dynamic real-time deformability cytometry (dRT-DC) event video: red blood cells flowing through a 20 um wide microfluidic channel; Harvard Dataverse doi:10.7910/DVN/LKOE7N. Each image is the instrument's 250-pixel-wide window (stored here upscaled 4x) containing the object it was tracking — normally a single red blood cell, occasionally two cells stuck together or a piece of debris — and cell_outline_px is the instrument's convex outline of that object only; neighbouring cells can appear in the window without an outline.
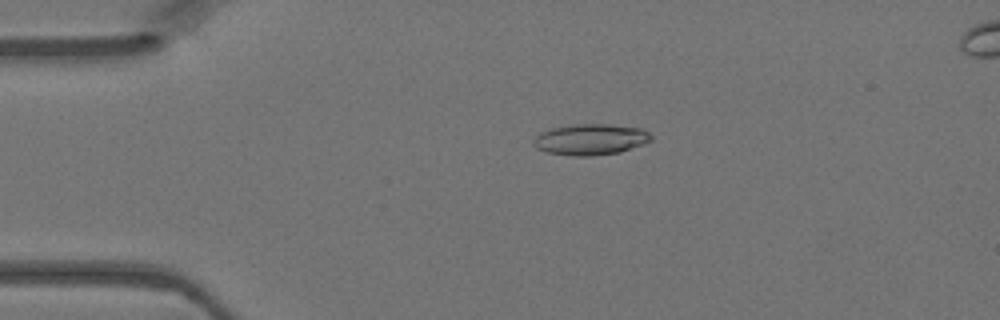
{"species": "Egyptian fruit bat (a non-hibernating species)", "species_latin": "Rousettus aegyptiacus", "temperature_condition": "warm", "stored_images_in_passage": 47, "camera_frame_rate_fps": 3000, "um_per_image_px": 0.085, "animal": {"sex": "female"}, "frame": {"image": 1, "passage_image": 10, "time_ms": 3.0, "image_size_px": [1000, 320], "cell_outline_px": [[652, 140], [620, 152], [592, 156], [572, 156], [548, 152], [536, 148], [532, 144], [532, 140], [540, 132], [548, 128], [572, 124], [608, 124], [640, 128], [648, 132], [652, 136]], "centroid_in_image_um": [50.14, 11.84], "position_along_channel_um": 34.9, "area_um2": 21.39}}
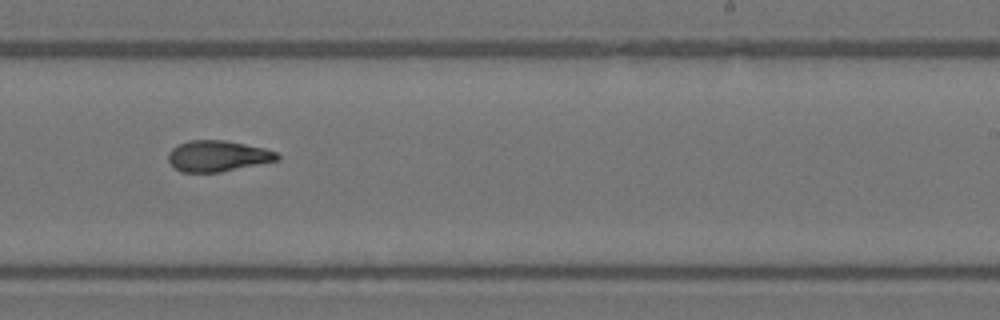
{"frame": {"image": 2, "passage_image": 29, "time_ms": 9.333, "image_size_px": [1000, 320], "cell_outline_px": [[280, 160], [220, 172], [180, 172], [168, 160], [168, 152], [172, 148], [188, 140], [224, 140], [264, 148], [276, 152], [280, 156]], "centroid_in_image_um": [18.51, 13.26], "position_along_channel_um": 270.5, "area_um2": 19.59}}
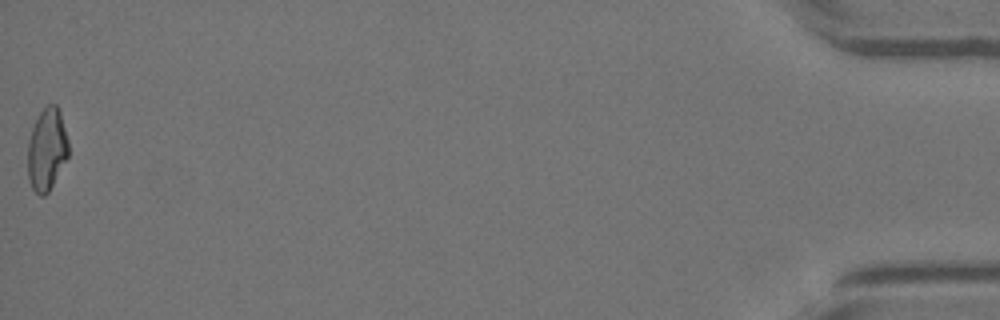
{"frame": {"image": 3, "passage_image": 47, "time_ms": 15.333, "image_size_px": [1000, 320], "cell_outline_px": [[68, 156], [48, 192], [44, 196], [40, 196], [32, 188], [28, 176], [28, 140], [32, 128], [40, 112], [48, 104], [56, 104], [60, 112], [68, 140]], "centroid_in_image_um": [3.97, 12.69], "position_along_channel_um": 431.2, "area_um2": 19.31}}